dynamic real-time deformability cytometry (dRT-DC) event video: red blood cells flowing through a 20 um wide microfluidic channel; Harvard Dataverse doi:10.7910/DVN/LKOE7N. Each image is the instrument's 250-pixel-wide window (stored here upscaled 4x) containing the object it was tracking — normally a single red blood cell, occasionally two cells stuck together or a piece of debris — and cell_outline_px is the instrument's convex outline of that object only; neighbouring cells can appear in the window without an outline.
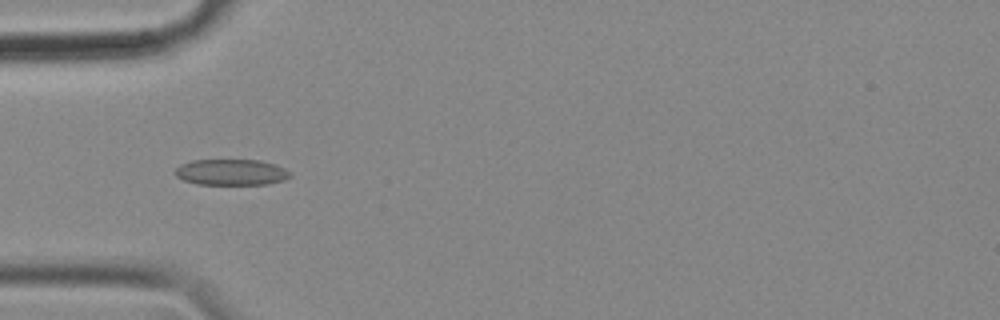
{"species": "common noctule bat (a hibernating species)", "species_latin": "Nyctalus noctula", "temperature_condition": "cold", "stored_images_in_passage": 32, "camera_frame_rate_fps": 3000, "um_per_image_px": 0.085, "animal": {"sex": "female", "body_mass_g": 18.4}, "frame": {"image": 1, "passage_image": 5, "time_ms": 1.333, "image_size_px": [1000, 320], "cell_outline_px": [[292, 176], [284, 180], [268, 184], [196, 184], [184, 180], [176, 176], [172, 172], [180, 164], [192, 160], [260, 160], [276, 164], [292, 172]], "centroid_in_image_um": [19.66, 14.63], "position_along_channel_um": 65.3, "area_um2": 17.63}}
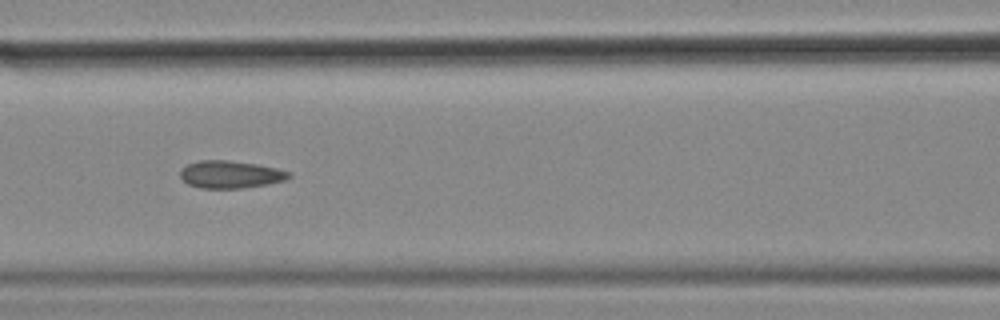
{"frame": {"image": 2, "passage_image": 12, "time_ms": 3.667, "image_size_px": [1000, 320], "cell_outline_px": [[292, 176], [284, 180], [268, 184], [244, 188], [200, 188], [188, 184], [180, 176], [180, 168], [188, 164], [200, 160], [228, 160], [256, 164], [276, 168], [292, 172]], "centroid_in_image_um": [19.59, 14.82], "position_along_channel_um": 147.0, "area_um2": 17.46}}
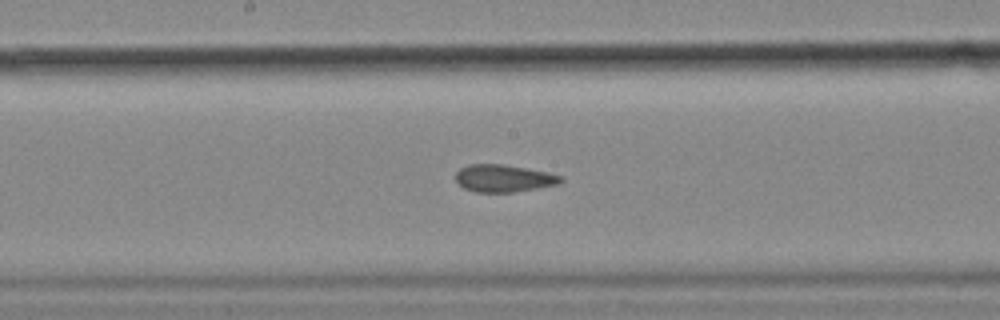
{"frame": {"image": 3, "passage_image": 17, "time_ms": 5.333, "image_size_px": [1000, 320], "cell_outline_px": [[564, 180], [556, 184], [536, 188], [512, 192], [476, 192], [464, 188], [456, 180], [456, 172], [460, 168], [468, 164], [504, 164], [548, 172], [564, 176]], "centroid_in_image_um": [42.81, 15.14], "position_along_channel_um": 205.4, "area_um2": 16.7}, "authors_computed_cell_mechanics": {"area_um2": 17.4556, "velocity_mm_per_s": 3.5236, "shape_relaxation_time_tau1_ms": null, "shape_relaxation_time_tau2_ms": 2.0795, "deformation_change_tau1": null, "deformation_change_tau2": 0.0753}}